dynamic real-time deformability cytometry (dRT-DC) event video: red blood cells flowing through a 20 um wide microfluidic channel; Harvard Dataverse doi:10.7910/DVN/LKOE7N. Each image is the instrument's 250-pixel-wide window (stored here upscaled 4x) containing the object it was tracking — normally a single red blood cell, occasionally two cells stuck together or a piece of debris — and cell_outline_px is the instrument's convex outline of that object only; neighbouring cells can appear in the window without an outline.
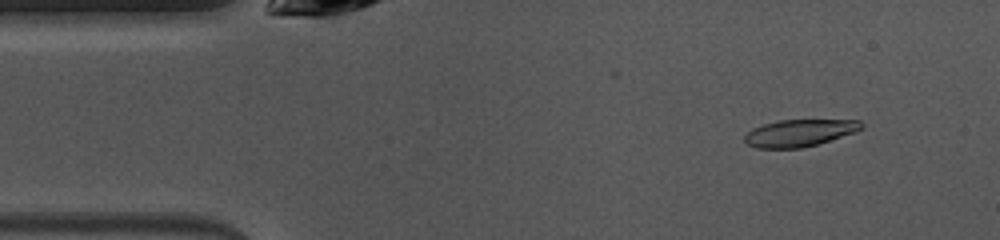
{"species": "common noctule bat (a hibernating species)", "species_latin": "Nyctalus noctula", "temperature_condition": "warm", "stored_images_in_passage": 46, "camera_frame_rate_fps": 3000, "um_per_image_px": 0.085, "animal": {"sex": "female", "body_mass_g": 10.0, "forearm_length_mm": 53.1}, "frame": {"image": 1, "passage_image": 3, "time_ms": 0.667, "image_size_px": [1000, 240], "cell_outline_px": [[864, 128], [856, 132], [816, 144], [800, 148], [756, 148], [748, 144], [744, 140], [744, 136], [752, 128], [764, 124], [780, 120], [860, 120], [864, 124]], "centroid_in_image_um": [67.97, 11.29], "position_along_channel_um": 17.0, "area_um2": 18.32}}
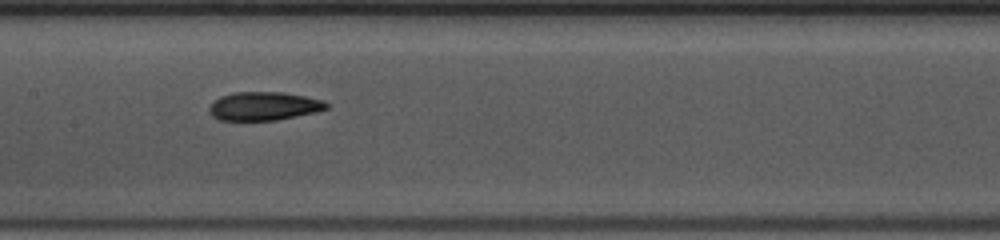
{"frame": {"image": 2, "passage_image": 20, "time_ms": 6.333, "image_size_px": [1000, 240], "cell_outline_px": [[328, 108], [316, 112], [276, 120], [220, 120], [212, 116], [208, 112], [208, 108], [212, 100], [220, 96], [232, 92], [284, 92], [324, 100], [328, 104]], "centroid_in_image_um": [22.39, 9.01], "position_along_channel_um": 185.0, "area_um2": 19.65}}
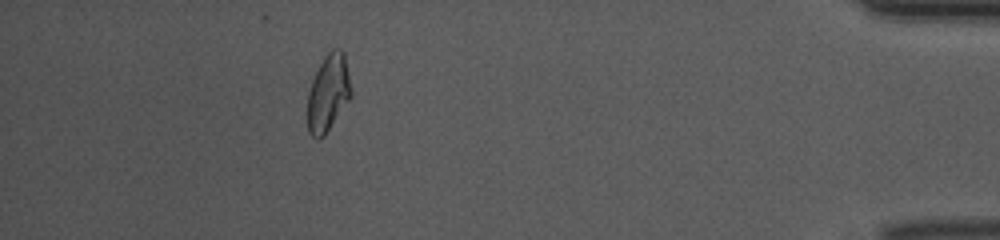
{"frame": {"image": 3, "passage_image": 41, "time_ms": 13.333, "image_size_px": [1000, 240], "cell_outline_px": [[352, 96], [324, 136], [320, 140], [316, 140], [308, 132], [308, 92], [312, 80], [324, 56], [332, 48], [340, 48], [344, 52], [352, 88]], "centroid_in_image_um": [27.91, 7.9], "position_along_channel_um": 407.3, "area_um2": 19.71}, "authors_computed_cell_mechanics": {"area_um2": 19.7387, "velocity_mm_per_s": 4.0464, "shape_relaxation_time_tau1_ms": 5.4505, "shape_relaxation_time_tau2_ms": 2.6571, "deformation_change_tau1": 0.1643, "deformation_change_tau2": 0.0922}}